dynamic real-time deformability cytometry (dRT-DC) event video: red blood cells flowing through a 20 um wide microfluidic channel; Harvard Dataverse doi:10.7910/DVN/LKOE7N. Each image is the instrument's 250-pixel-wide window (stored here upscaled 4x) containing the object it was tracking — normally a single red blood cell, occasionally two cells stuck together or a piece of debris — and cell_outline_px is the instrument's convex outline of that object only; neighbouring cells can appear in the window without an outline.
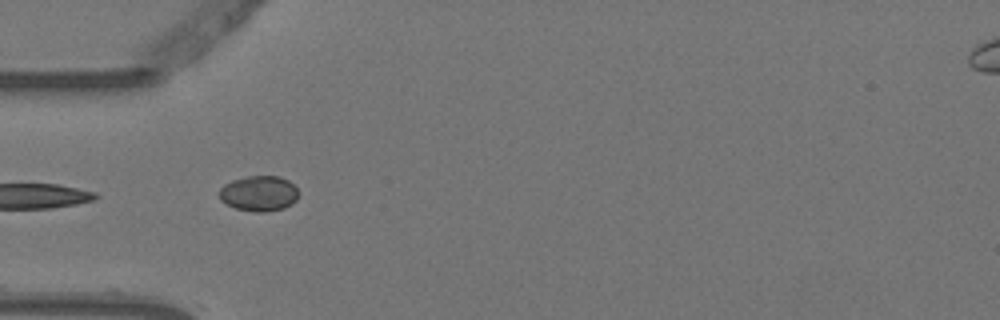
{"species": "Egyptian fruit bat (a non-hibernating species)", "species_latin": "Rousettus aegyptiacus", "temperature_condition": "warm", "stored_images_in_passage": 1, "camera_frame_rate_fps": 3000, "um_per_image_px": 0.085, "animal": {"sex": "female"}, "frame": {"image": 1, "passage_image": 1, "time_ms": 0.0, "image_size_px": [1000, 320], "cell_outline_px": [[300, 192], [296, 200], [292, 204], [284, 208], [264, 212], [256, 212], [236, 208], [220, 200], [220, 188], [224, 184], [232, 180], [248, 176], [280, 176], [288, 180]], "centroid_in_image_um": [22.04, 16.44], "position_along_channel_um": 63.0, "area_um2": 16.36}}